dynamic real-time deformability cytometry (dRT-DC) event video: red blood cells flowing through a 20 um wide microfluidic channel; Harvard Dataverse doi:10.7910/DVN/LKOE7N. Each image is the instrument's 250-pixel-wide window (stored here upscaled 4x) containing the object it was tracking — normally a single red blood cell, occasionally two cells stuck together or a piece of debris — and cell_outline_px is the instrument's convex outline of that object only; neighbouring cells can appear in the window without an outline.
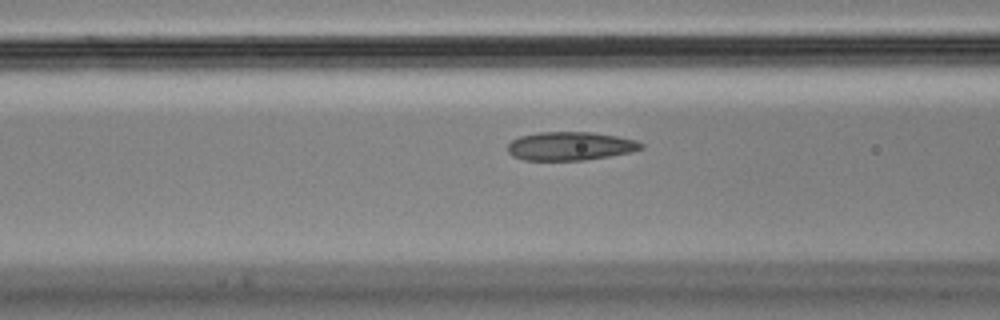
{"species": "Egyptian fruit bat (a non-hibernating species)", "species_latin": "Rousettus aegyptiacus", "temperature_condition": "cold", "stored_images_in_passage": 46, "camera_frame_rate_fps": 3000, "um_per_image_px": 0.085, "animal": {"sex": "male"}, "frame": {"image": 1, "passage_image": 12, "time_ms": 3.667, "image_size_px": [1000, 320], "cell_outline_px": [[644, 148], [632, 152], [584, 160], [524, 160], [512, 156], [508, 152], [508, 144], [512, 140], [520, 136], [540, 132], [592, 132], [616, 136], [636, 140], [644, 144]], "centroid_in_image_um": [48.48, 12.42], "position_along_channel_um": 118.1, "area_um2": 22.2}}
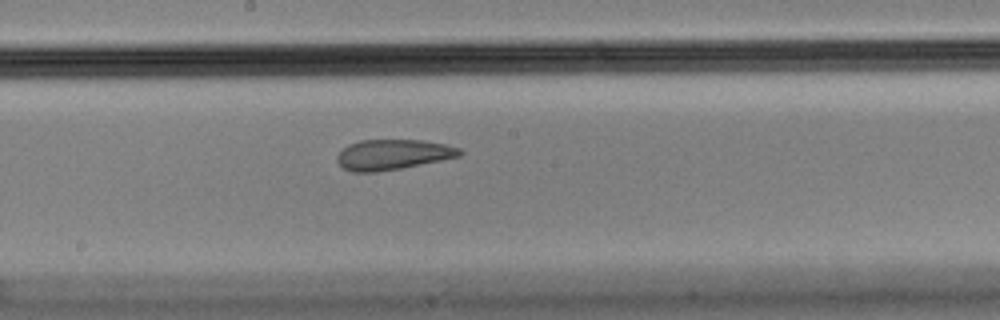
{"frame": {"image": 2, "passage_image": 20, "time_ms": 6.333, "image_size_px": [1000, 320], "cell_outline_px": [[464, 152], [460, 156], [400, 168], [376, 172], [352, 172], [344, 168], [336, 160], [336, 156], [348, 144], [360, 140], [420, 140], [444, 144], [460, 148]], "centroid_in_image_um": [33.37, 13.13], "position_along_channel_um": 214.8, "area_um2": 21.44}}
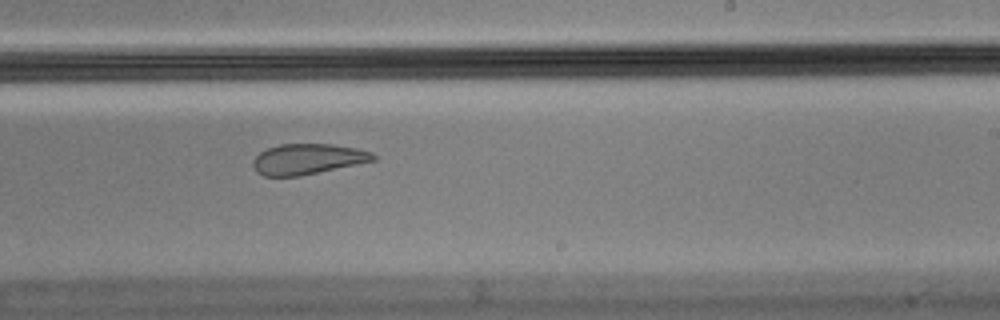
{"frame": {"image": 3, "passage_image": 24, "time_ms": 7.667, "image_size_px": [1000, 320], "cell_outline_px": [[376, 160], [300, 176], [264, 176], [256, 172], [252, 164], [252, 160], [260, 152], [268, 148], [280, 144], [332, 144], [356, 148], [372, 152], [376, 156]], "centroid_in_image_um": [26.13, 13.52], "position_along_channel_um": 262.9, "area_um2": 21.39}, "authors_computed_cell_mechanics": {"area_um2": 23.1778, "velocity_mm_per_s": 3.6167, "shape_relaxation_time_tau1_ms": null, "shape_relaxation_time_tau2_ms": 2.0998, "deformation_change_tau1": null, "deformation_change_tau2": 0.0579}}